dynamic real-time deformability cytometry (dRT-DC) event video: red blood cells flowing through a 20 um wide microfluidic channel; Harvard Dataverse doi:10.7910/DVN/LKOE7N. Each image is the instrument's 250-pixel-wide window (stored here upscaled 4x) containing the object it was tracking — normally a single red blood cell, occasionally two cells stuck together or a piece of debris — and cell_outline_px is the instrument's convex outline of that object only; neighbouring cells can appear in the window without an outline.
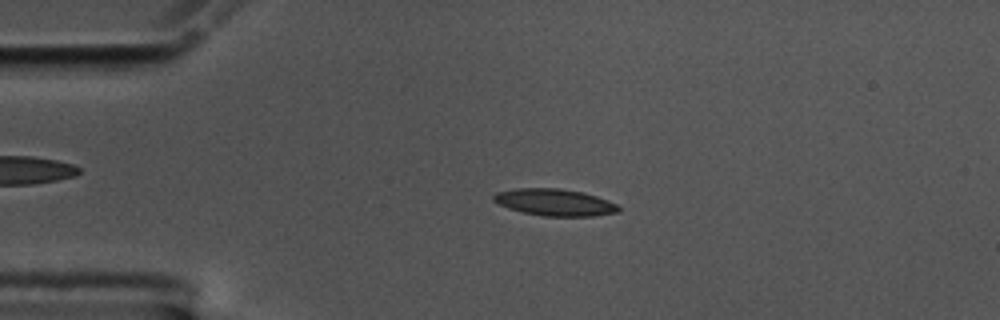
{"species": "common noctule bat (a hibernating species)", "species_latin": "Nyctalus noctula", "temperature_condition": "cold", "stored_images_in_passage": 47, "camera_frame_rate_fps": 3000, "um_per_image_px": 0.085, "animal": {"sex": "male", "body_mass_g": 17.5, "forearm_length_mm": 52.3}, "frame": {"image": 1, "passage_image": 3, "time_ms": 0.667, "image_size_px": [1000, 320], "cell_outline_px": [[620, 212], [592, 216], [544, 216], [524, 212], [508, 208], [492, 200], [492, 196], [496, 192], [516, 188], [560, 188], [584, 192], [608, 200], [616, 204], [620, 208]], "centroid_in_image_um": [47.15, 17.19], "position_along_channel_um": 37.8, "area_um2": 19.59}}
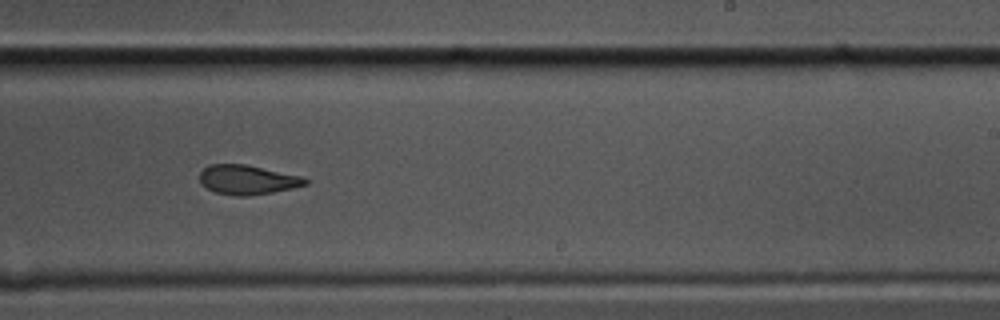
{"frame": {"image": 2, "passage_image": 25, "time_ms": 8.0, "image_size_px": [1000, 320], "cell_outline_px": [[308, 184], [292, 188], [272, 192], [248, 196], [236, 196], [216, 192], [200, 184], [200, 172], [208, 164], [244, 164], [300, 176], [308, 180]], "centroid_in_image_um": [21.0, 15.28], "position_along_channel_um": 268.0, "area_um2": 17.92}}
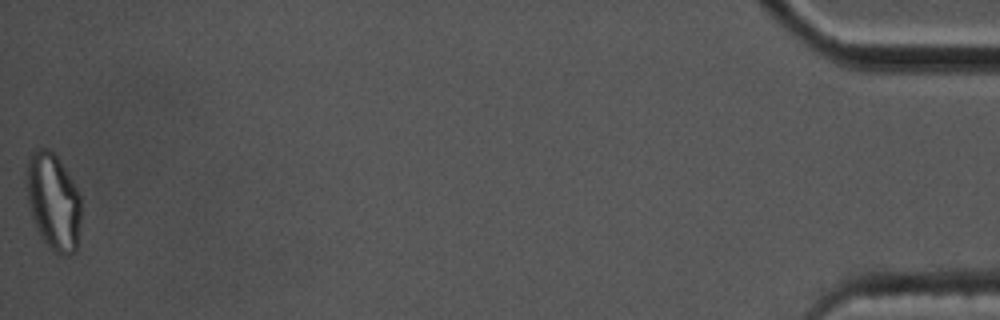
{"frame": {"image": 3, "passage_image": 47, "time_ms": 15.333, "image_size_px": [1000, 320], "cell_outline_px": [[80, 220], [76, 248], [68, 256], [64, 256], [56, 252], [44, 240], [36, 228], [32, 216], [24, 184], [24, 180], [28, 156], [36, 148], [48, 148], [56, 152], [80, 192]], "centroid_in_image_um": [4.51, 17.03], "position_along_channel_um": 430.7, "area_um2": 31.27}, "authors_computed_cell_mechanics": {"area_um2": 19.2474, "velocity_mm_per_s": 3.5521, "shape_relaxation_time_tau1_ms": 6.7705, "shape_relaxation_time_tau2_ms": 3.2746, "deformation_change_tau1": 0.188, "deformation_change_tau2": 0.107}}